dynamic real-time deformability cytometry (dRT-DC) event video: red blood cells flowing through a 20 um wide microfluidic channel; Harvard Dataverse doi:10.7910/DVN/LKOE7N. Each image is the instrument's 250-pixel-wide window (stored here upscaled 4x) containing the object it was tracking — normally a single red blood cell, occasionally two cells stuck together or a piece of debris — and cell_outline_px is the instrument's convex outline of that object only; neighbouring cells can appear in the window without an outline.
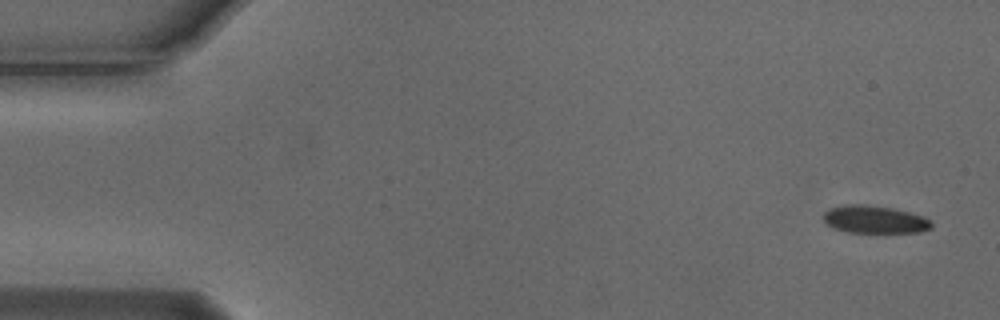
{"species": "Egyptian fruit bat (a non-hibernating species)", "species_latin": "Rousettus aegyptiacus", "temperature_condition": "cold", "stored_images_in_passage": 5, "camera_frame_rate_fps": 3000, "um_per_image_px": 0.085, "animal": {"sex": "male"}, "frame": {"image": 1, "passage_image": 1, "time_ms": 0.0, "image_size_px": [1000, 320], "cell_outline_px": [[932, 228], [920, 232], [848, 232], [836, 228], [828, 224], [824, 220], [824, 212], [832, 208], [844, 204], [864, 204], [892, 208], [924, 216], [932, 224]], "centroid_in_image_um": [74.36, 18.65], "position_along_channel_um": 10.6, "area_um2": 17.17}}
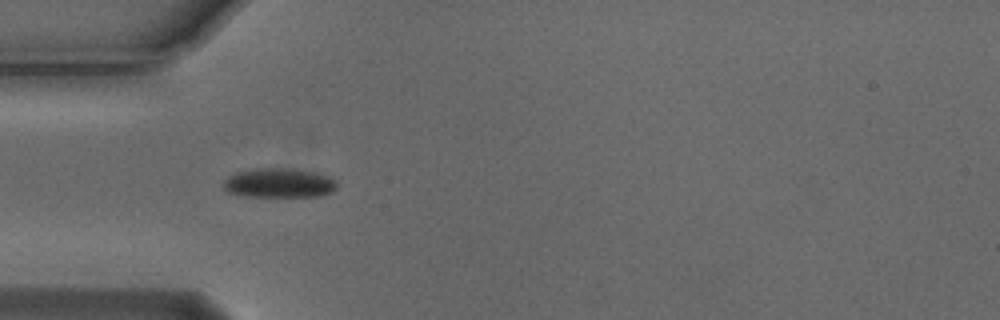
{"frame": {"image": 2, "passage_image": 4, "time_ms": 1.0, "image_size_px": [1000, 320], "cell_outline_px": [[336, 188], [332, 192], [320, 196], [244, 196], [228, 192], [224, 188], [224, 180], [236, 172], [256, 168], [284, 168], [320, 172], [332, 176], [336, 180]], "centroid_in_image_um": [23.77, 15.54], "position_along_channel_um": 61.2, "area_um2": 19.59}}
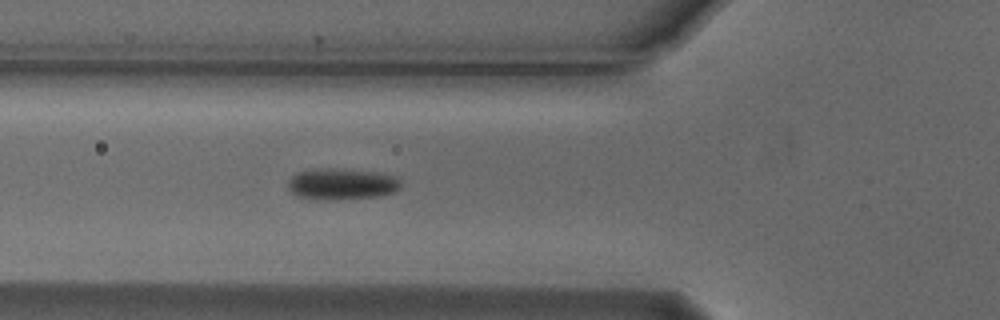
{"frame": {"image": 3, "passage_image": 5, "time_ms": 1.333, "image_size_px": [1000, 320], "cell_outline_px": [[400, 188], [392, 192], [376, 196], [296, 196], [288, 188], [288, 180], [292, 176], [300, 172], [320, 168], [328, 168], [376, 172], [392, 176], [400, 184]], "centroid_in_image_um": [29.02, 15.57], "position_along_channel_um": 96.8, "area_um2": 18.84}}